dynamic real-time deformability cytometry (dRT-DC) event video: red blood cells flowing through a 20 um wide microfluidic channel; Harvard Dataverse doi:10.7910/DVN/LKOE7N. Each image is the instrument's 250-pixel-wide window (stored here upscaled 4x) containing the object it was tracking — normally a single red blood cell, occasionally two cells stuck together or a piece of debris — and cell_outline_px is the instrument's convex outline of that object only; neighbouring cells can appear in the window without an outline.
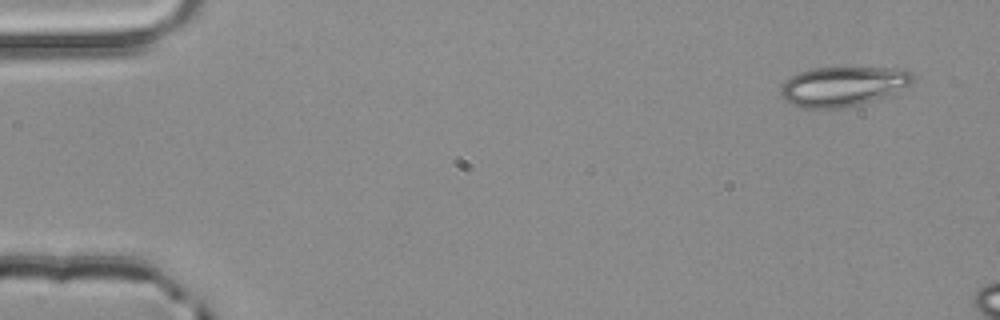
{"species": "common noctule bat (a hibernating species)", "species_latin": "Nyctalus noctula", "temperature_condition": "room temperature", "stored_images_in_passage": 3, "camera_frame_rate_fps": 3000, "um_per_image_px": 0.085, "animal": {"sex": "male", "body_mass_g": 20.4}, "frame": {"image": 1, "passage_image": 1, "time_ms": 0.0, "image_size_px": [1000, 320], "cell_outline_px": [[916, 76], [912, 84], [884, 96], [844, 108], [804, 108], [788, 104], [780, 96], [780, 88], [792, 76], [800, 72], [812, 68], [904, 68], [912, 72]], "centroid_in_image_um": [71.65, 7.33], "position_along_channel_um": 13.4, "area_um2": 30.4}}